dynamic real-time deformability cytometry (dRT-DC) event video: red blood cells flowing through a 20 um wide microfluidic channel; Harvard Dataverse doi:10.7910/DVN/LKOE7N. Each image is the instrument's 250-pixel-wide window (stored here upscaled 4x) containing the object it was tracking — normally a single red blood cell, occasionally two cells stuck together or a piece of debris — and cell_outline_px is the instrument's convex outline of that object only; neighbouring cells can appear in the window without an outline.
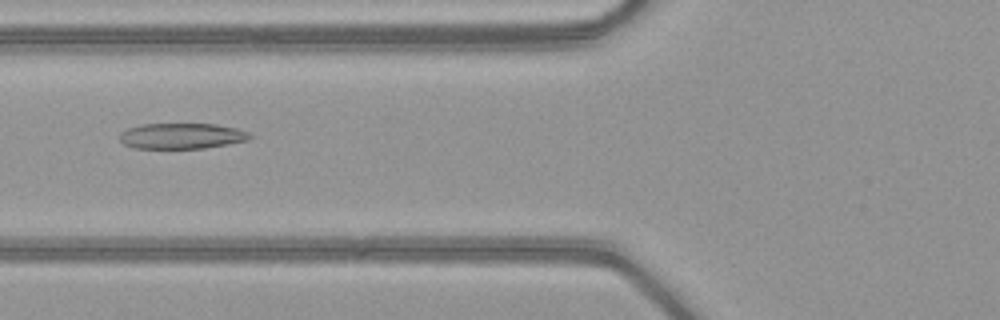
{"species": "common noctule bat (a hibernating species)", "species_latin": "Nyctalus noctula", "temperature_condition": "warm", "stored_images_in_passage": 51, "camera_frame_rate_fps": 3000, "um_per_image_px": 0.085, "animal": {"sex": "female", "body_mass_g": 21.9}, "frame": {"image": 1, "passage_image": 21, "time_ms": 6.667, "image_size_px": [1000, 320], "cell_outline_px": [[252, 136], [248, 140], [228, 144], [204, 148], [132, 148], [124, 144], [120, 140], [120, 132], [128, 128], [140, 124], [216, 124], [236, 128], [248, 132]], "centroid_in_image_um": [15.43, 11.55], "position_along_channel_um": 110.4, "area_um2": 19.48}}
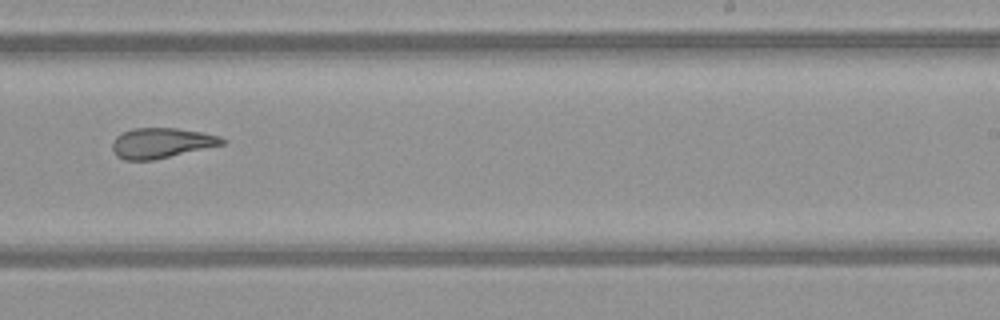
{"frame": {"image": 2, "passage_image": 33, "time_ms": 10.667, "image_size_px": [1000, 320], "cell_outline_px": [[228, 140], [224, 144], [152, 160], [124, 160], [116, 156], [112, 148], [112, 144], [116, 136], [132, 128], [176, 128], [200, 132], [220, 136]], "centroid_in_image_um": [13.71, 12.15], "position_along_channel_um": 275.3, "area_um2": 19.19}}
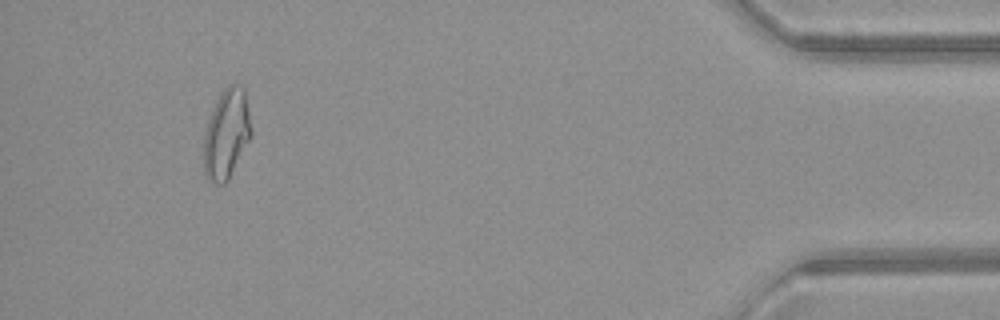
{"frame": {"image": 3, "passage_image": 48, "time_ms": 15.667, "image_size_px": [1000, 320], "cell_outline_px": [[252, 136], [228, 180], [224, 184], [216, 184], [204, 176], [204, 132], [212, 108], [216, 100], [224, 88], [228, 84], [236, 84], [244, 88], [252, 132]], "centroid_in_image_um": [19.24, 11.39], "position_along_channel_um": 416.0, "area_um2": 24.85}, "authors_computed_cell_mechanics": {"area_um2": 23.12, "velocity_mm_per_s": 4.1172, "shape_relaxation_time_tau1_ms": null, "shape_relaxation_time_tau2_ms": 2.6074, "deformation_change_tau1": null, "deformation_change_tau2": 0.1136}}